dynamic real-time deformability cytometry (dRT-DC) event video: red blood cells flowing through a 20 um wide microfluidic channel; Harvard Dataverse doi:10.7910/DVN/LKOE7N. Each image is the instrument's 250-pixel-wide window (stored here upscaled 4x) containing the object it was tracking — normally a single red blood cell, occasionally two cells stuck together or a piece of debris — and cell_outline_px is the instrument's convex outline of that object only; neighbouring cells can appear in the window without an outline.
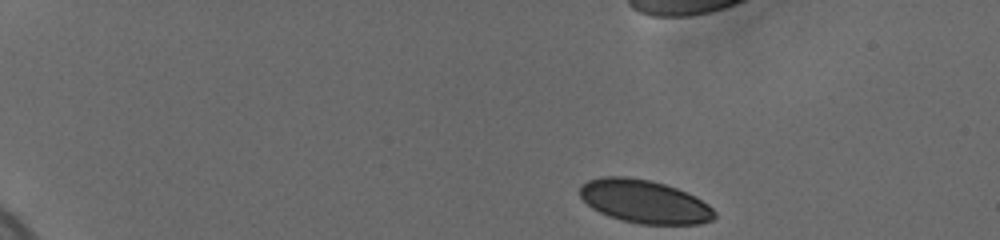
{"species": "human", "species_latin": "Homo sapiens", "temperature_condition": "cold", "stored_images_in_passage": 49, "camera_frame_rate_fps": 3000, "um_per_image_px": 0.085, "donor": {"sex": "female"}, "frame": {"image": 1, "passage_image": 1, "time_ms": 0.0, "image_size_px": [1000, 240], "cell_outline_px": [[716, 216], [712, 220], [700, 224], [640, 224], [620, 220], [608, 216], [592, 208], [580, 196], [580, 184], [588, 180], [604, 176], [624, 176], [648, 180], [664, 184], [676, 188], [708, 204], [716, 212]], "centroid_in_image_um": [54.75, 17.14], "position_along_channel_um": 30.2, "area_um2": 33.76}}
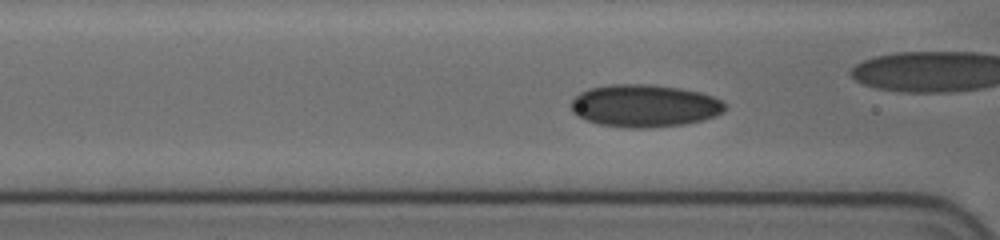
{"frame": {"image": 2, "passage_image": 17, "time_ms": 5.333, "image_size_px": [1000, 240], "cell_outline_px": [[728, 108], [724, 112], [716, 116], [704, 120], [684, 124], [648, 128], [628, 128], [600, 124], [576, 116], [572, 112], [568, 104], [580, 92], [592, 88], [612, 84], [648, 84], [680, 88], [700, 92], [712, 96], [728, 104]], "centroid_in_image_um": [54.81, 9.0], "position_along_channel_um": 111.8, "area_um2": 38.44}}
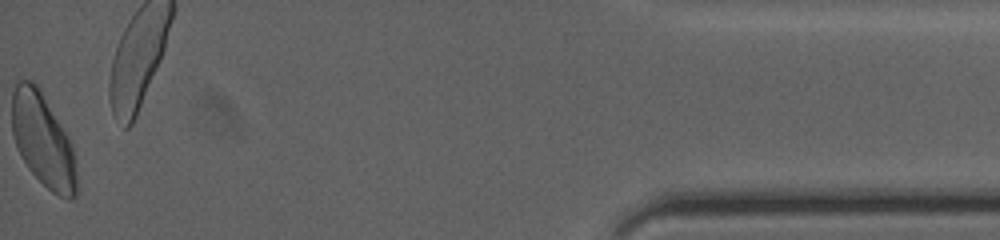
{"frame": {"image": 3, "passage_image": 49, "time_ms": 16.0, "image_size_px": [1000, 240], "cell_outline_px": [[76, 196], [72, 200], [68, 200], [52, 192], [28, 168], [20, 156], [12, 132], [12, 92], [16, 80], [32, 80], [40, 88], [68, 136], [72, 144], [76, 172]], "centroid_in_image_um": [3.64, 11.89], "position_along_channel_um": 431.6, "area_um2": 35.2}, "authors_computed_cell_mechanics": {"area_um2": 35.3736, "velocity_mm_per_s": 3.6553, "shape_relaxation_time_tau1_ms": null, "shape_relaxation_time_tau2_ms": 2.2193, "deformation_change_tau1": null, "deformation_change_tau2": 0.0589}}